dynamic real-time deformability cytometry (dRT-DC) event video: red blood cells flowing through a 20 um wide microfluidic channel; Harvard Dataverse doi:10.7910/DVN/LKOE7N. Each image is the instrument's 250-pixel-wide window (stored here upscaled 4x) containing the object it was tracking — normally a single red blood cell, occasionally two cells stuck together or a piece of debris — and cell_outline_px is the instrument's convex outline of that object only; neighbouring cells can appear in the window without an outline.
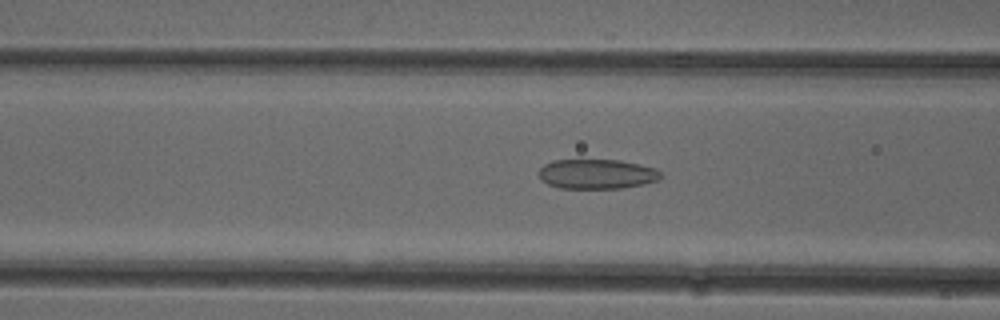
{"species": "common noctule bat (a hibernating species)", "species_latin": "Nyctalus noctula", "temperature_condition": "cold", "stored_images_in_passage": 36, "camera_frame_rate_fps": 3000, "um_per_image_px": 0.085, "animal": {"sex": "female"}, "frame": {"image": 1, "passage_image": 12, "time_ms": 3.667, "image_size_px": [1000, 320], "cell_outline_px": [[664, 176], [660, 180], [644, 184], [620, 188], [560, 188], [548, 184], [540, 180], [540, 168], [544, 164], [552, 160], [620, 160], [640, 164], [656, 168]], "centroid_in_image_um": [50.77, 14.79], "position_along_channel_um": 115.8, "area_um2": 21.27}}
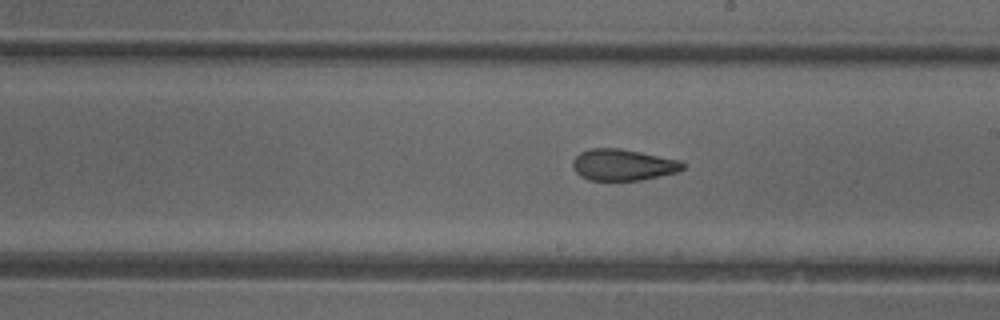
{"frame": {"image": 2, "passage_image": 21, "time_ms": 6.667, "image_size_px": [1000, 320], "cell_outline_px": [[684, 168], [680, 172], [640, 180], [588, 180], [580, 176], [576, 172], [572, 164], [572, 160], [580, 152], [588, 148], [620, 148], [680, 160], [684, 164]], "centroid_in_image_um": [52.95, 14.01], "position_along_channel_um": 236.1, "area_um2": 20.23}}
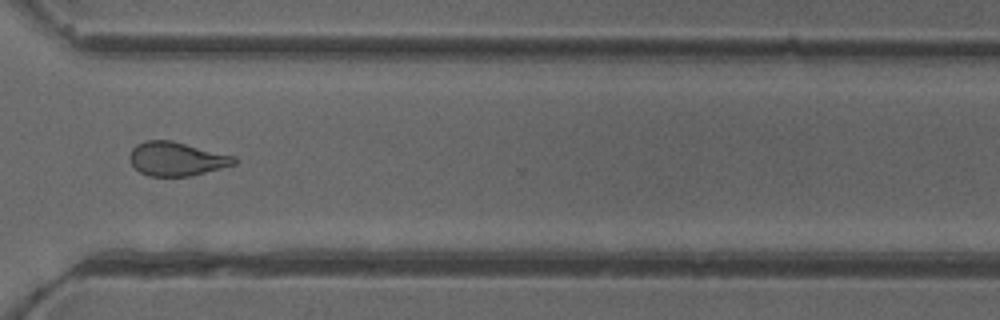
{"frame": {"image": 3, "passage_image": 30, "time_ms": 9.667, "image_size_px": [1000, 320], "cell_outline_px": [[236, 164], [188, 176], [148, 176], [140, 172], [132, 164], [128, 156], [132, 148], [136, 144], [144, 140], [172, 140], [236, 156]], "centroid_in_image_um": [14.98, 13.49], "position_along_channel_um": 355.6, "area_um2": 20.63}}